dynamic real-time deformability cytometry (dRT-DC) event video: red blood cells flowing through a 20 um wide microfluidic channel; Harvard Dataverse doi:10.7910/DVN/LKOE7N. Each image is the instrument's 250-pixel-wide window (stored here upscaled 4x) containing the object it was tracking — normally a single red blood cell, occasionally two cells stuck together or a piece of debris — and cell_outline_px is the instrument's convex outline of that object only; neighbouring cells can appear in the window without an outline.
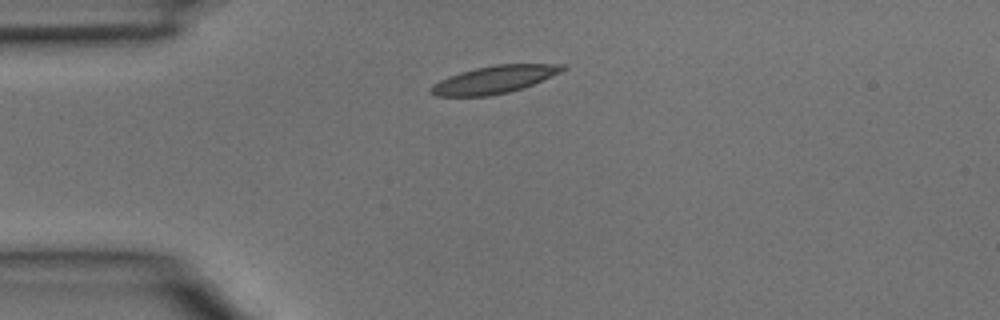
{"species": "common noctule bat (a hibernating species)", "species_latin": "Nyctalus noctula", "temperature_condition": "room temperature", "stored_images_in_passage": 32, "camera_frame_rate_fps": 3000, "um_per_image_px": 0.085, "animal": {"sex": "male", "body_mass_g": 15.6}, "frame": {"image": 1, "passage_image": 1, "time_ms": 0.0, "image_size_px": [1000, 320], "cell_outline_px": [[568, 68], [560, 72], [524, 88], [508, 92], [488, 96], [436, 96], [428, 92], [428, 88], [432, 84], [448, 76], [460, 72], [476, 68], [496, 64], [564, 64]], "centroid_in_image_um": [41.97, 6.77], "position_along_channel_um": 43.0, "area_um2": 21.21}}
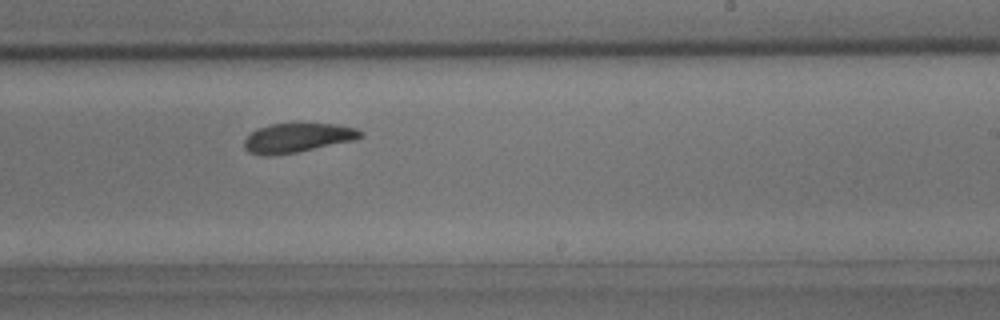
{"frame": {"image": 2, "passage_image": 16, "time_ms": 5.0, "image_size_px": [1000, 320], "cell_outline_px": [[364, 136], [352, 140], [296, 152], [272, 156], [264, 156], [248, 152], [244, 148], [244, 140], [256, 128], [272, 124], [336, 124], [356, 128], [364, 132]], "centroid_in_image_um": [25.25, 11.72], "position_along_channel_um": 263.7, "area_um2": 19.65}}
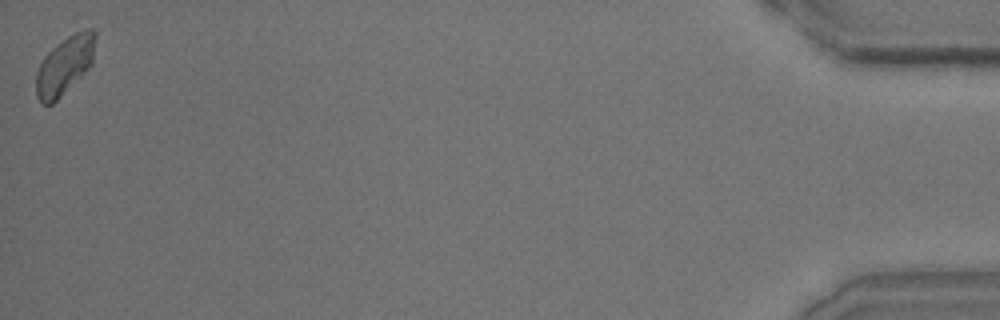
{"frame": {"image": 3, "passage_image": 32, "time_ms": 10.333, "image_size_px": [1000, 320], "cell_outline_px": [[96, 36], [92, 64], [52, 104], [40, 104], [36, 96], [36, 72], [44, 56], [56, 44], [68, 36], [76, 32], [88, 28], [92, 28], [96, 32]], "centroid_in_image_um": [5.49, 5.54], "position_along_channel_um": 429.7, "area_um2": 19.88}}